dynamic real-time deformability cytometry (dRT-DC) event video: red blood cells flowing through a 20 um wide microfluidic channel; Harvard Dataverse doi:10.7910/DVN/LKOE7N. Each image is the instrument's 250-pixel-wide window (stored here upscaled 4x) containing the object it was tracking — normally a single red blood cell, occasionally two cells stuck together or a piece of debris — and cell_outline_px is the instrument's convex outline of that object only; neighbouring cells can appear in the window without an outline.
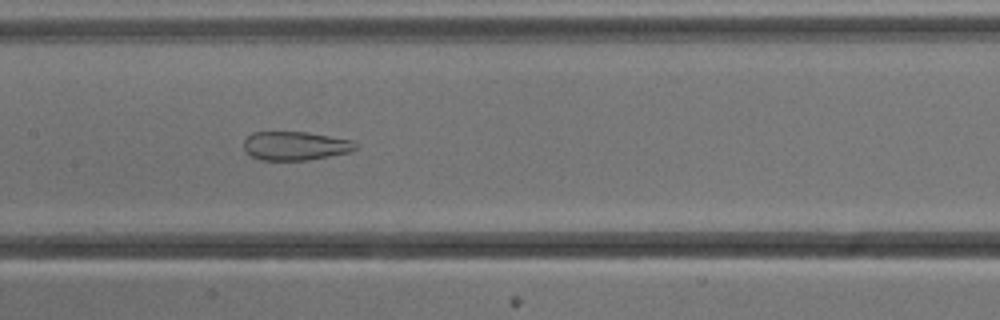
{"species": "common noctule bat (a hibernating species)", "species_latin": "Nyctalus noctula", "temperature_condition": "cold", "stored_images_in_passage": 52, "camera_frame_rate_fps": 3000, "um_per_image_px": 0.085, "animal": {"sex": "male", "body_mass_g": 13.3}, "frame": {"image": 1, "passage_image": 25, "time_ms": 8.0, "image_size_px": [1000, 320], "cell_outline_px": [[356, 148], [352, 152], [308, 160], [260, 160], [252, 156], [244, 148], [244, 140], [252, 132], [308, 132], [352, 140], [356, 144]], "centroid_in_image_um": [25.12, 12.39], "position_along_channel_um": 182.3, "area_um2": 18.73}}
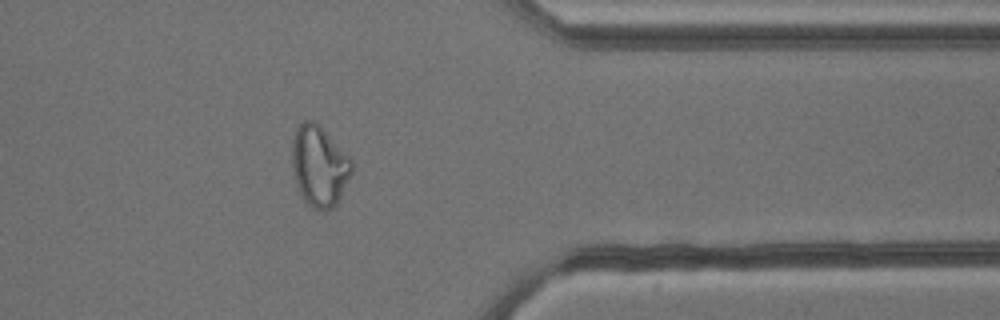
{"frame": {"image": 2, "passage_image": 42, "time_ms": 13.667, "image_size_px": [1000, 320], "cell_outline_px": [[352, 172], [336, 204], [332, 208], [324, 212], [320, 212], [312, 208], [304, 200], [300, 192], [292, 168], [292, 140], [296, 128], [304, 120], [312, 120], [320, 124], [352, 160]], "centroid_in_image_um": [27.13, 14.1], "position_along_channel_um": 384.3, "area_um2": 28.09}}
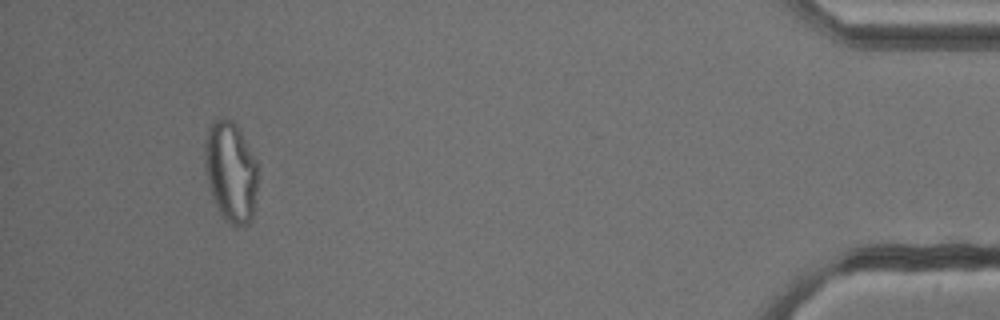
{"frame": {"image": 3, "passage_image": 49, "time_ms": 16.0, "image_size_px": [1000, 320], "cell_outline_px": [[256, 188], [252, 216], [248, 224], [232, 224], [224, 220], [220, 216], [212, 200], [204, 168], [204, 140], [208, 128], [216, 120], [232, 120], [236, 124], [256, 160]], "centroid_in_image_um": [19.56, 14.61], "position_along_channel_um": 415.6, "area_um2": 30.92}, "authors_computed_cell_mechanics": {"area_um2": 28.3798, "velocity_mm_per_s": 3.8184, "shape_relaxation_time_tau1_ms": null, "shape_relaxation_time_tau2_ms": 1.1383, "deformation_change_tau1": null, "deformation_change_tau2": 0.095}}